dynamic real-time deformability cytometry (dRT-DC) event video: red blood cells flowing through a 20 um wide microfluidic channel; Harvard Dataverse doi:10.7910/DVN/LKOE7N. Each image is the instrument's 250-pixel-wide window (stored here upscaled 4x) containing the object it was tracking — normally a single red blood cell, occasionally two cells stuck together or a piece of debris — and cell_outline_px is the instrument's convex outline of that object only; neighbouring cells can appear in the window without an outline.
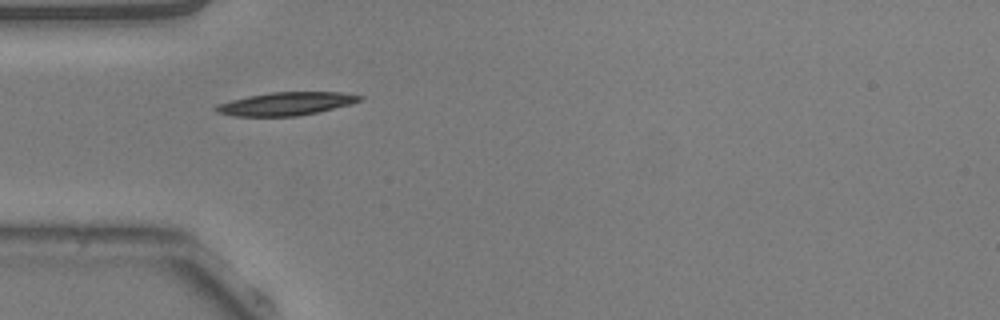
{"species": "common noctule bat (a hibernating species)", "species_latin": "Nyctalus noctula", "temperature_condition": "warm", "stored_images_in_passage": 38, "camera_frame_rate_fps": 3000, "um_per_image_px": 0.085, "animal": {"sex": "male", "body_mass_g": 20.5, "forearm_length_mm": 52.5}, "frame": {"image": 1, "passage_image": 1, "time_ms": 0.0, "image_size_px": [1000, 320], "cell_outline_px": [[364, 100], [352, 104], [316, 112], [296, 116], [236, 116], [216, 112], [212, 108], [216, 104], [248, 96], [272, 92], [340, 92], [364, 96]], "centroid_in_image_um": [24.32, 8.81], "position_along_channel_um": 60.7, "area_um2": 19.36}}
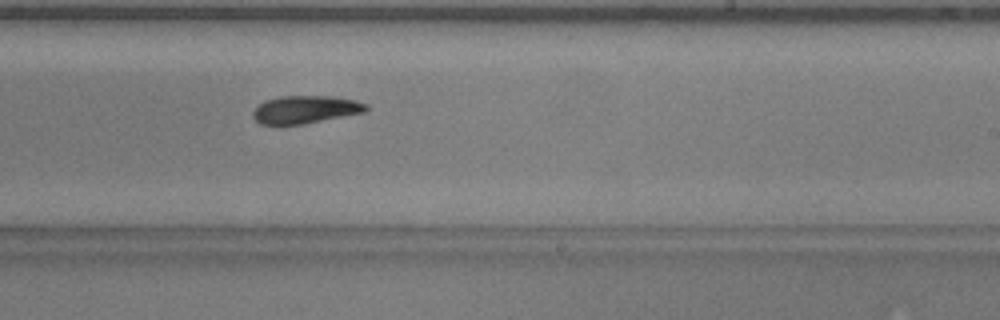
{"frame": {"image": 2, "passage_image": 17, "time_ms": 5.333, "image_size_px": [1000, 320], "cell_outline_px": [[368, 112], [304, 124], [260, 124], [252, 116], [252, 112], [264, 100], [280, 96], [332, 96], [356, 100], [368, 104]], "centroid_in_image_um": [26.01, 9.3], "position_along_channel_um": 263.0, "area_um2": 18.5}}
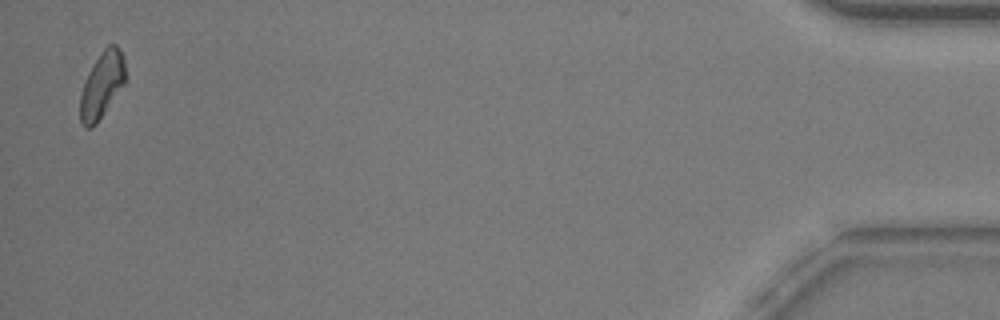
{"frame": {"image": 3, "passage_image": 37, "time_ms": 12.0, "image_size_px": [1000, 320], "cell_outline_px": [[128, 80], [96, 124], [92, 128], [84, 128], [80, 120], [80, 96], [88, 72], [104, 48], [108, 44], [116, 44], [120, 48], [124, 56]], "centroid_in_image_um": [8.71, 7.22], "position_along_channel_um": 426.5, "area_um2": 17.74}, "authors_computed_cell_mechanics": {"area_um2": 18.8717, "velocity_mm_per_s": 3.8181, "shape_relaxation_time_tau1_ms": 3.428, "shape_relaxation_time_tau2_ms": null, "deformation_change_tau1": 0.1434, "deformation_change_tau2": null}}